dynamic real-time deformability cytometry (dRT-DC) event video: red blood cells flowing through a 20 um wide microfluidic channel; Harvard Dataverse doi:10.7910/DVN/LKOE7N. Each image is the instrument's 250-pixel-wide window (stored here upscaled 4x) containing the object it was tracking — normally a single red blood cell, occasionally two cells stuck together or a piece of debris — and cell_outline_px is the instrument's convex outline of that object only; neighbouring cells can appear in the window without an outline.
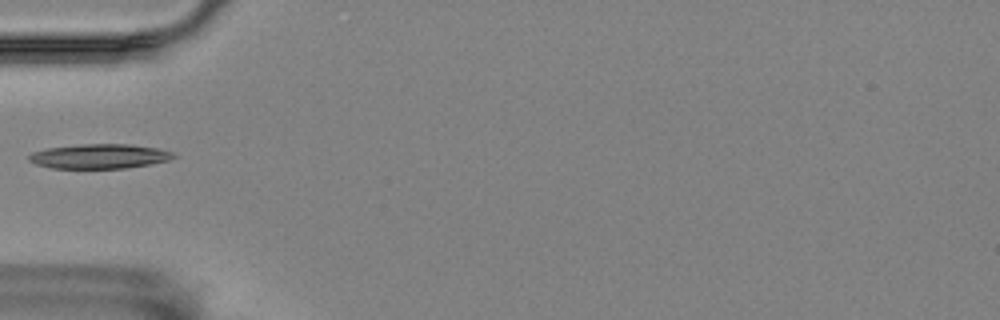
{"species": "Egyptian fruit bat (a non-hibernating species)", "species_latin": "Rousettus aegyptiacus", "temperature_condition": "room temperature", "stored_images_in_passage": 33, "camera_frame_rate_fps": 3000, "um_per_image_px": 0.085, "animal": {"sex": "female"}, "frame": {"image": 1, "passage_image": 1, "time_ms": 0.0, "image_size_px": [1000, 320], "cell_outline_px": [[176, 156], [168, 160], [148, 164], [124, 168], [52, 168], [36, 164], [28, 160], [28, 156], [32, 152], [48, 148], [80, 144], [132, 144], [156, 148], [172, 152]], "centroid_in_image_um": [8.42, 13.28], "position_along_channel_um": 76.6, "area_um2": 20.52}}
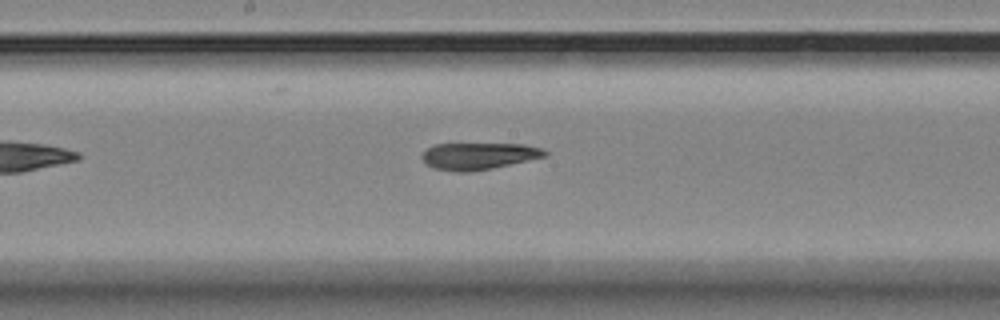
{"frame": {"image": 2, "passage_image": 12, "time_ms": 3.667, "image_size_px": [1000, 320], "cell_outline_px": [[548, 156], [492, 168], [468, 172], [456, 172], [432, 168], [420, 156], [428, 148], [436, 144], [524, 144], [540, 148], [548, 152]], "centroid_in_image_um": [40.69, 13.26], "position_along_channel_um": 207.5, "area_um2": 19.13}}
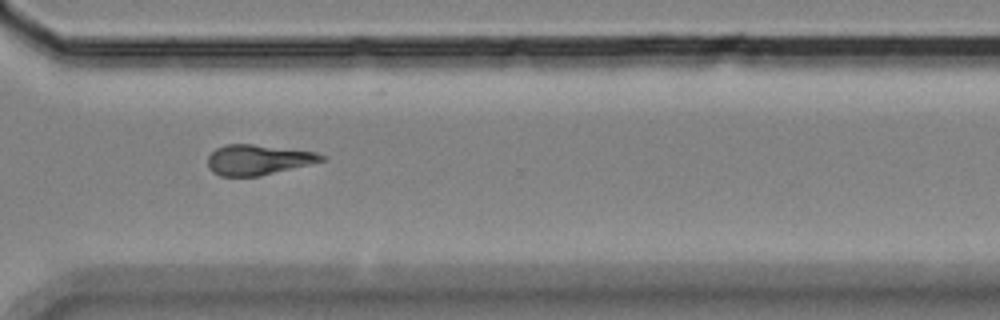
{"frame": {"image": 3, "passage_image": 24, "time_ms": 7.667, "image_size_px": [1000, 320], "cell_outline_px": [[328, 160], [260, 176], [220, 176], [212, 172], [208, 168], [208, 156], [216, 148], [224, 144], [252, 144], [316, 152], [328, 156]], "centroid_in_image_um": [21.96, 13.58], "position_along_channel_um": 348.6, "area_um2": 20.23}}